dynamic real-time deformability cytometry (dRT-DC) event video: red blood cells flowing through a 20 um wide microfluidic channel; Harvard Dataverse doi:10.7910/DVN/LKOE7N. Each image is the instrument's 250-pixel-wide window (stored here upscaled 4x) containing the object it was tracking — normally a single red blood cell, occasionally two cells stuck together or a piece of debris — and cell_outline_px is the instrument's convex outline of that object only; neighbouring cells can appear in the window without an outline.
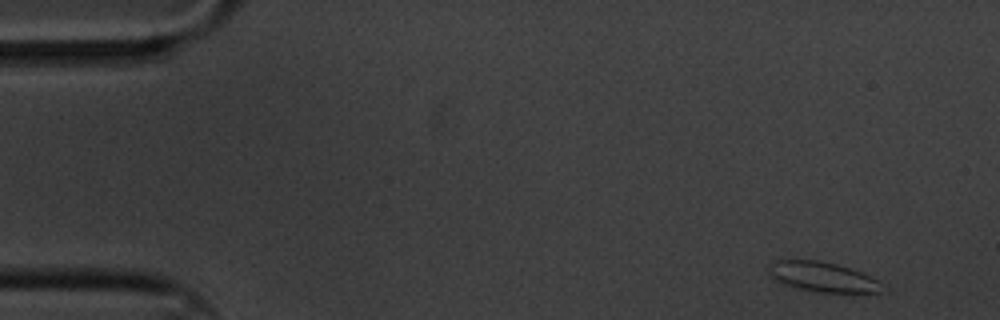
{"species": "common noctule bat (a hibernating species)", "species_latin": "Nyctalus noctula", "temperature_condition": "cold", "stored_images_in_passage": 8, "camera_frame_rate_fps": 3000, "um_per_image_px": 0.085, "animal": {"sex": "male", "body_mass_g": 20.1, "forearm_length_mm": 53.5}, "frame": {"image": 1, "passage_image": 1, "time_ms": 0.0, "image_size_px": [1000, 320], "cell_outline_px": [[884, 292], [820, 292], [780, 284], [772, 276], [768, 268], [768, 264], [772, 260], [816, 260], [836, 264], [860, 272], [876, 280]], "centroid_in_image_um": [69.83, 23.52], "position_along_channel_um": 15.2, "area_um2": 19.31}}
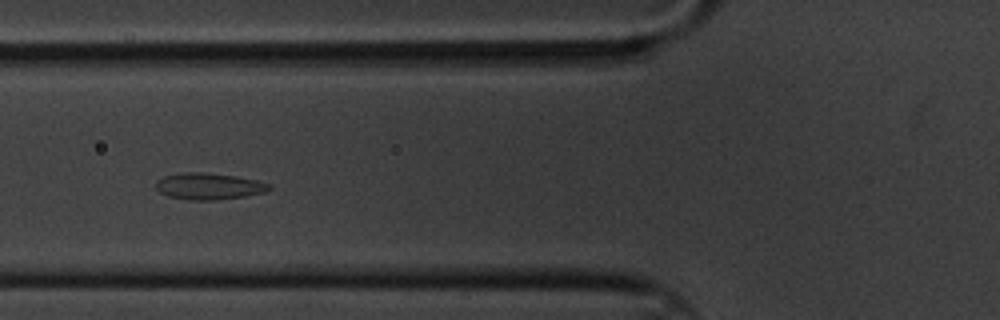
{"frame": {"image": 2, "passage_image": 6, "time_ms": 1.667, "image_size_px": [1000, 320], "cell_outline_px": [[272, 188], [264, 192], [244, 196], [216, 200], [188, 200], [168, 196], [160, 192], [156, 188], [156, 180], [164, 176], [184, 172], [200, 172], [236, 176], [256, 180], [272, 184]], "centroid_in_image_um": [17.75, 15.83], "position_along_channel_um": 108.1, "area_um2": 17.51}}
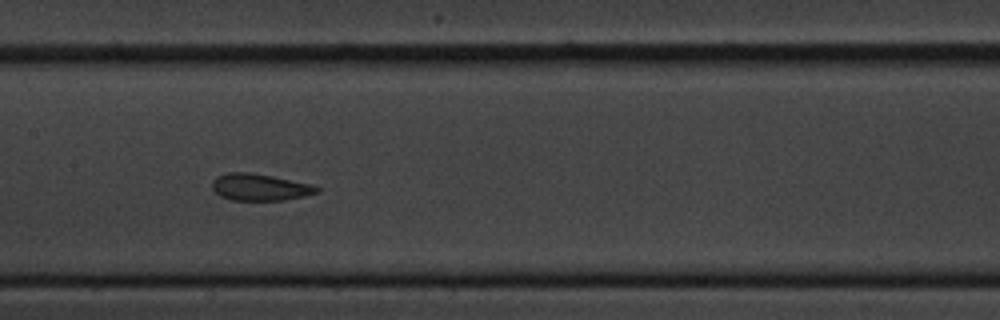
{"frame": {"image": 3, "passage_image": 8, "time_ms": 2.333, "image_size_px": [1000, 320], "cell_outline_px": [[320, 192], [304, 196], [284, 200], [232, 200], [220, 196], [212, 188], [212, 180], [216, 176], [228, 172], [248, 172], [272, 176], [312, 184], [320, 188]], "centroid_in_image_um": [22.08, 15.91], "position_along_channel_um": 185.3, "area_um2": 16.42}}